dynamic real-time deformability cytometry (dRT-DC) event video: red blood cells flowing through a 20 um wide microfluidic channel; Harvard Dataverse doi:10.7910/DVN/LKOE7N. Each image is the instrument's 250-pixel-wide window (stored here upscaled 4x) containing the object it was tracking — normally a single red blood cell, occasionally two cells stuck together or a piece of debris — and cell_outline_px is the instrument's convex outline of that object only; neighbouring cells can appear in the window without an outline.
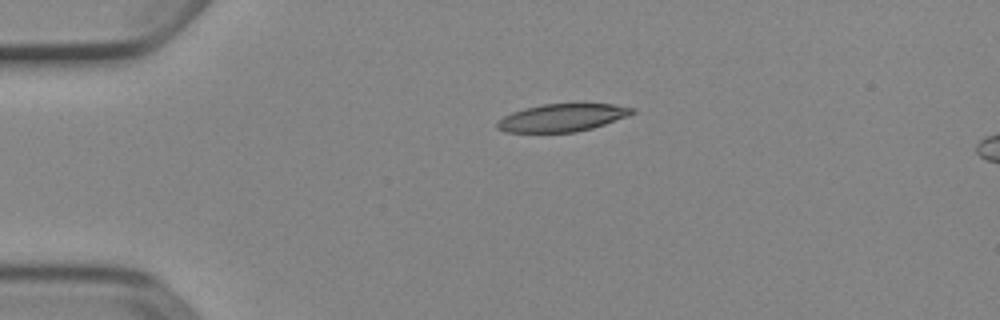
{"species": "Egyptian fruit bat (a non-hibernating species)", "species_latin": "Rousettus aegyptiacus", "temperature_condition": "cold", "stored_images_in_passage": 3, "segment_of_instrument_passage": [1, 2], "camera_frame_rate_fps": 3000, "um_per_image_px": 0.085, "animal": {"sex": "female"}, "frame": {"image": 1, "passage_image": 1, "time_ms": 0.0, "image_size_px": [1000, 320], "cell_outline_px": [[636, 112], [628, 116], [592, 128], [576, 132], [504, 132], [496, 128], [496, 120], [512, 112], [524, 108], [540, 104], [612, 104], [636, 108]], "centroid_in_image_um": [47.76, 10.0], "position_along_channel_um": 37.2, "area_um2": 21.85}}